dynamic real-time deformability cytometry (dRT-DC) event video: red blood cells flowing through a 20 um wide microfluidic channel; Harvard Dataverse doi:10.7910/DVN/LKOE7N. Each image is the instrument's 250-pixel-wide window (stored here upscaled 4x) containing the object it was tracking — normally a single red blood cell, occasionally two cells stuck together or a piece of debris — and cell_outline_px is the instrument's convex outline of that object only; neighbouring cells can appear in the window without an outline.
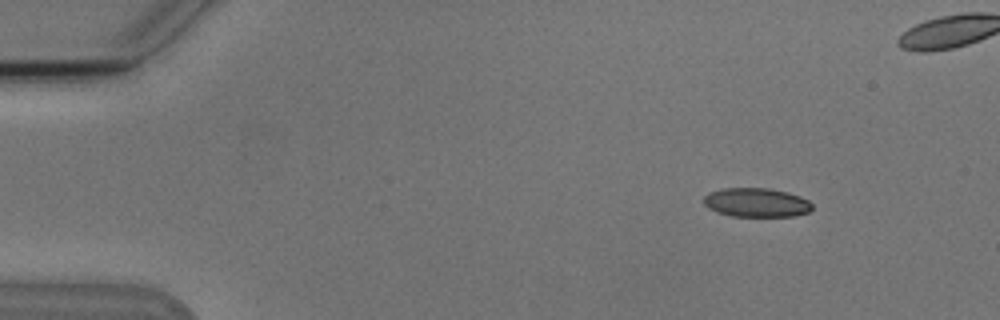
{"species": "Egyptian fruit bat (a non-hibernating species)", "species_latin": "Rousettus aegyptiacus", "temperature_condition": "cold", "stored_images_in_passage": 5, "camera_frame_rate_fps": 3000, "um_per_image_px": 0.085, "animal": {"sex": "male"}, "frame": {"image": 1, "passage_image": 2, "time_ms": 1.333, "image_size_px": [1000, 320], "cell_outline_px": [[812, 208], [808, 212], [792, 216], [732, 216], [716, 212], [708, 208], [700, 200], [708, 192], [720, 188], [768, 188], [788, 192], [800, 196], [808, 200], [812, 204]], "centroid_in_image_um": [64.23, 17.2], "position_along_channel_um": 20.8, "area_um2": 18.55}}